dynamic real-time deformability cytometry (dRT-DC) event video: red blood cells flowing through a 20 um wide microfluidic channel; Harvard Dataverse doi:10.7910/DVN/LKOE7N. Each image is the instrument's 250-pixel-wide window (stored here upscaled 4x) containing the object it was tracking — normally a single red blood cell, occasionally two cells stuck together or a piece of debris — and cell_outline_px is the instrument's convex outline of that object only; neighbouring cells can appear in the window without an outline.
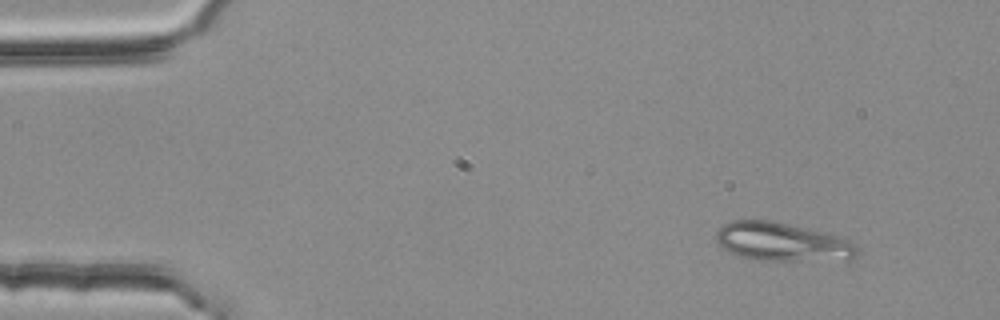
{"species": "common noctule bat (a hibernating species)", "species_latin": "Nyctalus noctula", "temperature_condition": "room temperature", "stored_images_in_passage": 3, "camera_frame_rate_fps": 3000, "um_per_image_px": 0.085, "animal": {"sex": "female", "body_mass_g": 25.1}, "frame": {"image": 1, "passage_image": 1, "time_ms": 0.0, "image_size_px": [1000, 320], "cell_outline_px": [[860, 248], [856, 256], [852, 260], [760, 260], [740, 256], [720, 248], [716, 244], [716, 232], [724, 224], [732, 220], [772, 220], [836, 236], [848, 240]], "centroid_in_image_um": [66.46, 20.57], "position_along_channel_um": 18.5, "area_um2": 31.56}}